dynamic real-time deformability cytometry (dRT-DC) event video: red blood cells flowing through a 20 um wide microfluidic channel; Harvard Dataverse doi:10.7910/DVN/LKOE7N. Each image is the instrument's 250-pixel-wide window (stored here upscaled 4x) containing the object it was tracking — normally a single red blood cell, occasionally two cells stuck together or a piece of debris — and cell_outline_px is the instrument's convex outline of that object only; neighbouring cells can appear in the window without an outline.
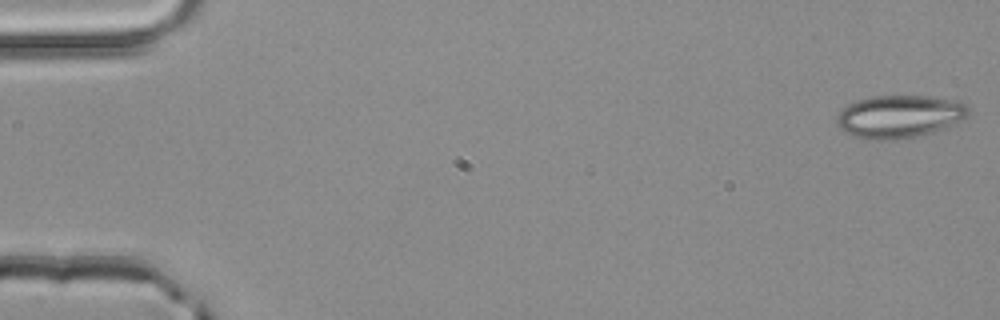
{"species": "common noctule bat (a hibernating species)", "species_latin": "Nyctalus noctula", "temperature_condition": "room temperature", "stored_images_in_passage": 52, "camera_frame_rate_fps": 3000, "um_per_image_px": 0.085, "animal": {"sex": "male", "body_mass_g": 20.4}, "frame": {"image": 1, "passage_image": 1, "time_ms": 0.0, "image_size_px": [1000, 320], "cell_outline_px": [[968, 112], [960, 120], [932, 132], [916, 136], [888, 140], [872, 140], [856, 136], [844, 132], [836, 124], [836, 116], [848, 104], [856, 100], [872, 96], [928, 96], [960, 100], [968, 108]], "centroid_in_image_um": [76.4, 9.89], "position_along_channel_um": 8.6, "area_um2": 32.48}}
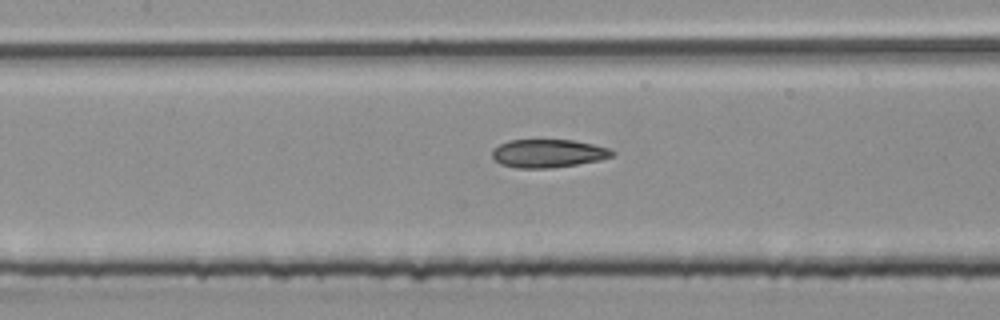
{"frame": {"image": 2, "passage_image": 24, "time_ms": 7.667, "image_size_px": [1000, 320], "cell_outline_px": [[616, 152], [612, 156], [600, 160], [552, 168], [516, 168], [500, 164], [492, 156], [492, 152], [500, 144], [508, 140], [572, 140], [612, 148]], "centroid_in_image_um": [46.62, 13.04], "position_along_channel_um": 160.8, "area_um2": 19.71}}
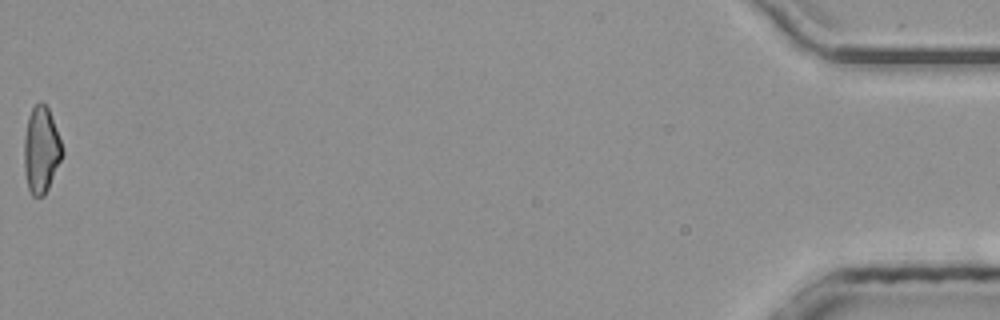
{"frame": {"image": 3, "passage_image": 52, "time_ms": 17.0, "image_size_px": [1000, 320], "cell_outline_px": [[64, 152], [48, 188], [44, 196], [32, 196], [28, 188], [24, 172], [24, 136], [28, 116], [32, 108], [40, 100], [48, 108], [60, 140]], "centroid_in_image_um": [3.48, 12.75], "position_along_channel_um": 431.7, "area_um2": 19.07}, "authors_computed_cell_mechanics": {"area_um2": 19.8543, "velocity_mm_per_s": 4.0357, "shape_relaxation_time_tau1_ms": null, "shape_relaxation_time_tau2_ms": 3.1464, "deformation_change_tau1": null, "deformation_change_tau2": 0.1178}}